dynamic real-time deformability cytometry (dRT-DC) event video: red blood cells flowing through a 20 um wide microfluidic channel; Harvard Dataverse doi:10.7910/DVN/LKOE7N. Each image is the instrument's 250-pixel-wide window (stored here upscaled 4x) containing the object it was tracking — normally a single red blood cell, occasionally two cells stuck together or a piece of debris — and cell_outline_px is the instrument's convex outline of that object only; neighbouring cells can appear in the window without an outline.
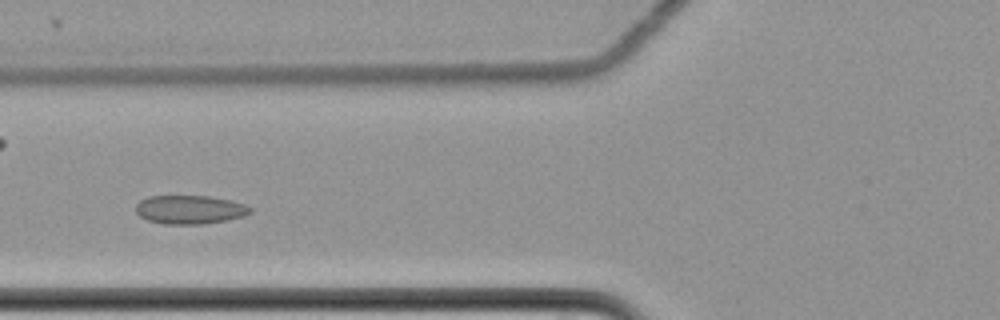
{"species": "common noctule bat (a hibernating species)", "species_latin": "Nyctalus noctula", "temperature_condition": "cold", "stored_images_in_passage": 5, "camera_frame_rate_fps": 3000, "um_per_image_px": 0.085, "animal": {"sex": "female", "body_mass_g": 22.7, "forearm_length_mm": 54.2}, "frame": {"image": 1, "passage_image": 3, "time_ms": 0.667, "image_size_px": [1000, 320], "cell_outline_px": [[252, 212], [244, 216], [228, 220], [200, 224], [164, 224], [148, 220], [140, 216], [136, 212], [136, 204], [140, 200], [148, 196], [208, 196], [232, 200], [244, 204], [252, 208]], "centroid_in_image_um": [16.15, 17.81], "position_along_channel_um": 109.7, "area_um2": 19.19}}
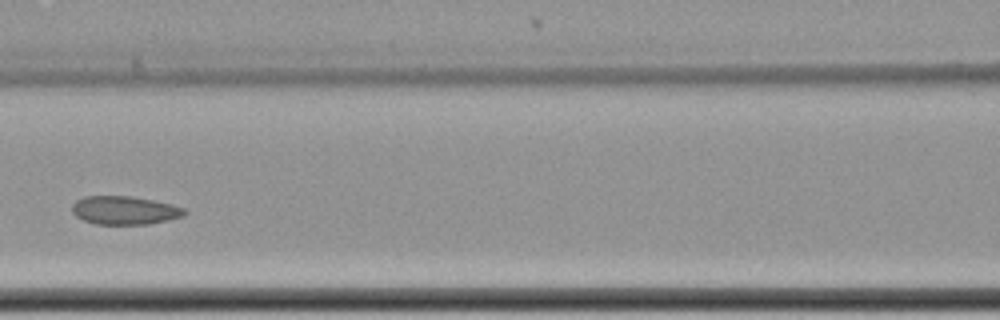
{"frame": {"image": 2, "passage_image": 4, "time_ms": 1.0, "image_size_px": [1000, 320], "cell_outline_px": [[188, 212], [184, 216], [168, 220], [148, 224], [96, 224], [84, 220], [76, 216], [72, 212], [72, 204], [76, 200], [84, 196], [132, 196], [172, 204], [184, 208]], "centroid_in_image_um": [10.6, 17.87], "position_along_channel_um": 156.0, "area_um2": 18.67}}
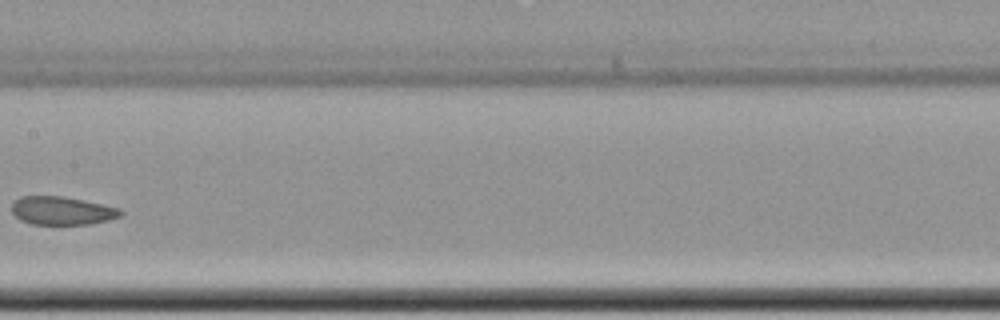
{"frame": {"image": 3, "passage_image": 5, "time_ms": 1.333, "image_size_px": [1000, 320], "cell_outline_px": [[124, 212], [120, 216], [108, 220], [88, 224], [32, 224], [20, 220], [12, 212], [12, 204], [20, 196], [64, 196], [84, 200], [120, 208]], "centroid_in_image_um": [5.27, 17.9], "position_along_channel_um": 202.1, "area_um2": 17.92}}